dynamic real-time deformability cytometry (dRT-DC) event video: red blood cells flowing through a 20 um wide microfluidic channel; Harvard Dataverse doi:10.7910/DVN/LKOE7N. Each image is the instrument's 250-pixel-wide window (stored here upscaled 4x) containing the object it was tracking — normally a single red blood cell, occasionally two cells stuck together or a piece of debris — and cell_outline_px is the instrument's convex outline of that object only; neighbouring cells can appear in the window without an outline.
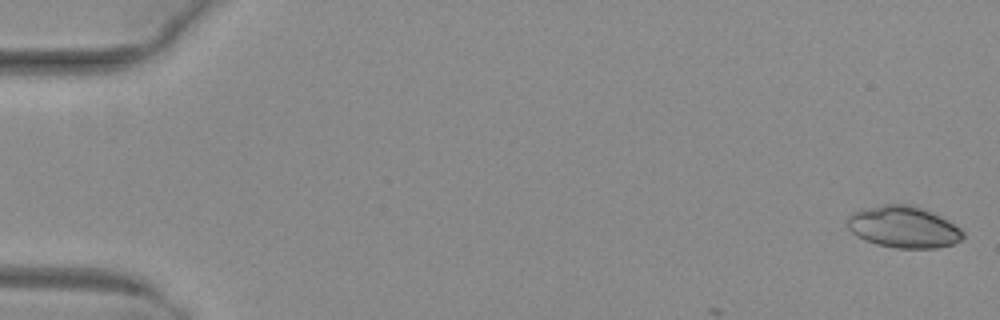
{"species": "common noctule bat (a hibernating species)", "species_latin": "Nyctalus noctula", "temperature_condition": "warm", "stored_images_in_passage": 6, "camera_frame_rate_fps": 3000, "um_per_image_px": 0.085, "animal": {"sex": "female", "body_mass_g": 29.2, "forearm_length_mm": 56.3}, "frame": {"image": 1, "passage_image": 1, "time_ms": 0.0, "image_size_px": [1000, 320], "cell_outline_px": [[964, 236], [960, 240], [952, 244], [936, 248], [896, 248], [876, 244], [864, 240], [856, 236], [848, 228], [848, 216], [852, 212], [860, 208], [880, 204], [912, 204], [948, 220], [960, 228], [964, 232]], "centroid_in_image_um": [76.76, 19.28], "position_along_channel_um": 8.2, "area_um2": 28.21}}